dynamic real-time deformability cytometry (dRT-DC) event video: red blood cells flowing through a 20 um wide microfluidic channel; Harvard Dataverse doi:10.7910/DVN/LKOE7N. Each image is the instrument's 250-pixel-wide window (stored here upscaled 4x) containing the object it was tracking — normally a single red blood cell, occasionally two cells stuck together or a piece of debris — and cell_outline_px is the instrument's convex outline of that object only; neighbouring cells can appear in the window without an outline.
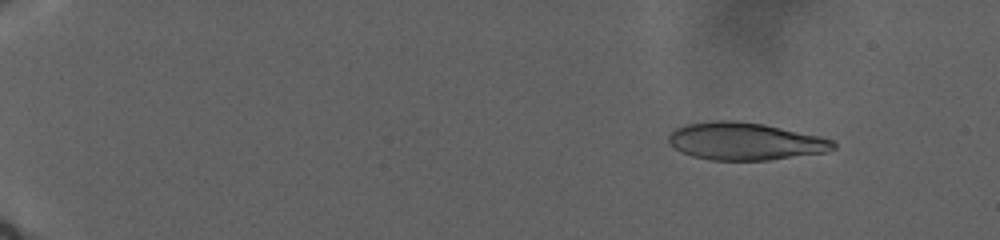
{"species": "human", "species_latin": "Homo sapiens", "temperature_condition": "warm", "stored_images_in_passage": 124, "camera_frame_rate_fps": 3000, "um_per_image_px": 0.085, "donor": {"sex": "male"}, "frame": {"image": 1, "passage_image": 17, "time_ms": 5.333, "image_size_px": [1000, 240], "cell_outline_px": [[836, 148], [828, 152], [768, 160], [712, 160], [692, 156], [680, 152], [672, 148], [668, 144], [668, 136], [676, 128], [688, 124], [712, 120], [736, 120], [764, 124], [820, 136], [832, 140], [836, 144]], "centroid_in_image_um": [63.32, 12.01], "position_along_channel_um": 21.7, "area_um2": 36.24}}
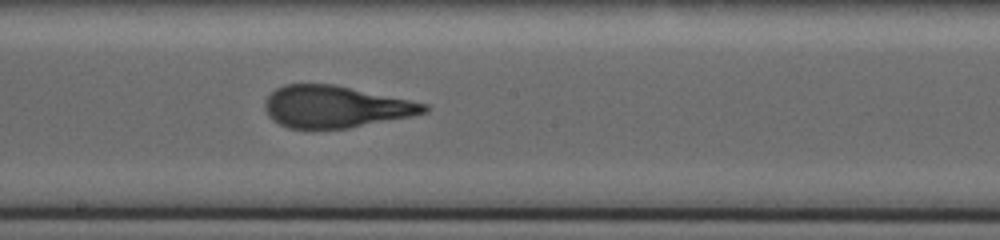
{"frame": {"image": 2, "passage_image": 77, "time_ms": 25.333, "image_size_px": [1000, 240], "cell_outline_px": [[428, 112], [412, 116], [348, 128], [288, 128], [272, 120], [268, 116], [264, 108], [264, 100], [276, 88], [284, 84], [336, 84], [428, 104]], "centroid_in_image_um": [28.49, 9.06], "position_along_channel_um": 219.7, "area_um2": 38.9}}
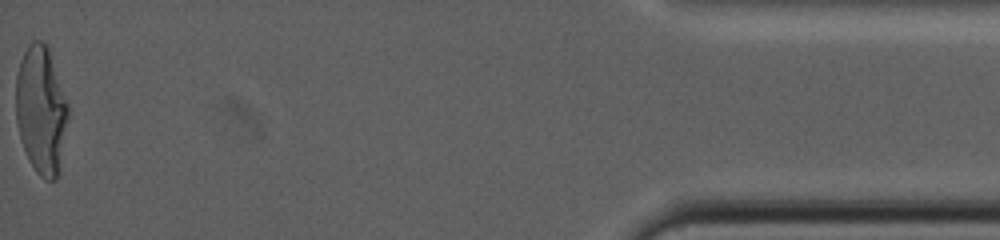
{"frame": {"image": 3, "passage_image": 124, "time_ms": 41.0, "image_size_px": [1000, 240], "cell_outline_px": [[68, 120], [56, 180], [44, 180], [36, 172], [28, 160], [20, 140], [16, 120], [16, 76], [20, 60], [24, 52], [32, 40], [40, 40], [48, 44], [68, 104]], "centroid_in_image_um": [3.48, 9.32], "position_along_channel_um": 431.7, "area_um2": 39.13}}